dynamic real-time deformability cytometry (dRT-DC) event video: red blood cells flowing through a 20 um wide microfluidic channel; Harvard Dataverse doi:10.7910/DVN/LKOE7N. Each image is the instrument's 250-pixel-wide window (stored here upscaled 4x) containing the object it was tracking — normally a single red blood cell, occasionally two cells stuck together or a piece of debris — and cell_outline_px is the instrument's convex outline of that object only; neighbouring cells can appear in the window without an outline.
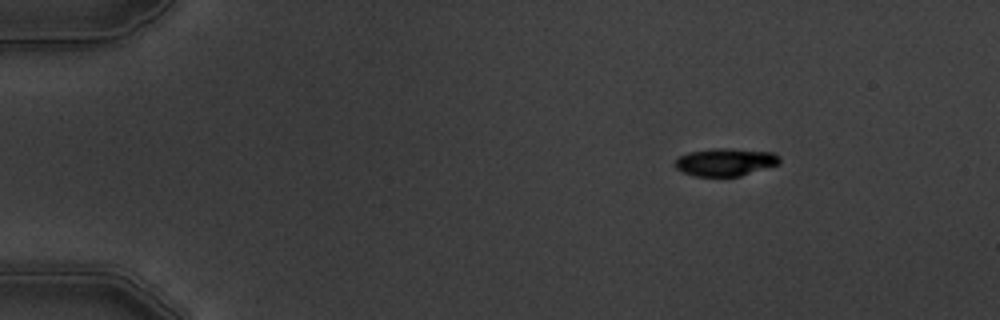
{"species": "common noctule bat (a hibernating species)", "species_latin": "Nyctalus noctula", "temperature_condition": "warm", "stored_images_in_passage": 4, "camera_frame_rate_fps": 3000, "um_per_image_px": 0.085, "animal": {"sex": "male", "body_mass_g": 19.5, "forearm_length_mm": 54.6}, "frame": {"image": 1, "passage_image": 1, "time_ms": 0.0, "image_size_px": [1000, 320], "cell_outline_px": [[780, 164], [740, 176], [696, 176], [684, 172], [676, 168], [672, 164], [680, 156], [688, 152], [712, 148], [724, 148], [772, 152], [780, 156]], "centroid_in_image_um": [61.65, 13.77], "position_along_channel_um": 23.3, "area_um2": 16.88}}